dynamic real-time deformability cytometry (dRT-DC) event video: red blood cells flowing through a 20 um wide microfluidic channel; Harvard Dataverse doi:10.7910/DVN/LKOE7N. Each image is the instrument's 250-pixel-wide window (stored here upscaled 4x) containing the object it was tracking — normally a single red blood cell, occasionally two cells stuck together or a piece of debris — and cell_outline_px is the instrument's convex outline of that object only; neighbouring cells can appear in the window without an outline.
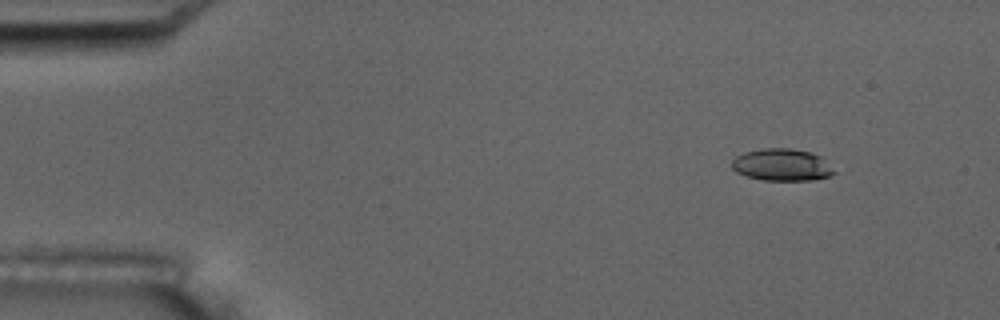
{"species": "common noctule bat (a hibernating species)", "species_latin": "Nyctalus noctula", "temperature_condition": "room temperature", "stored_images_in_passage": 5, "camera_frame_rate_fps": 3000, "um_per_image_px": 0.085, "animal": {"sex": "male", "body_mass_g": 17.5, "forearm_length_mm": 52.3}, "frame": {"image": 1, "passage_image": 1, "time_ms": 0.0, "image_size_px": [1000, 320], "cell_outline_px": [[836, 172], [828, 176], [812, 180], [764, 180], [748, 176], [736, 172], [732, 168], [732, 160], [736, 156], [744, 152], [764, 148], [788, 148], [808, 152], [824, 156]], "centroid_in_image_um": [66.48, 14.0], "position_along_channel_um": 18.5, "area_um2": 19.13}}
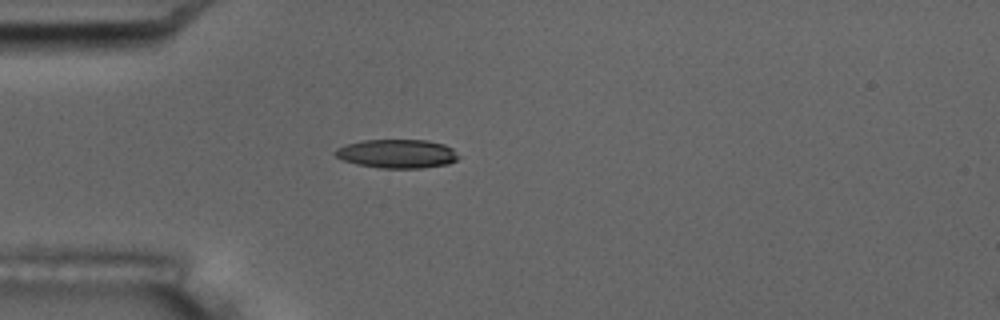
{"frame": {"image": 2, "passage_image": 4, "time_ms": 3.333, "image_size_px": [1000, 320], "cell_outline_px": [[460, 156], [456, 160], [448, 164], [424, 168], [380, 168], [356, 164], [344, 160], [336, 156], [332, 152], [336, 148], [348, 144], [364, 140], [428, 140], [444, 144], [452, 148]], "centroid_in_image_um": [33.77, 13.07], "position_along_channel_um": 51.2, "area_um2": 20.75}}